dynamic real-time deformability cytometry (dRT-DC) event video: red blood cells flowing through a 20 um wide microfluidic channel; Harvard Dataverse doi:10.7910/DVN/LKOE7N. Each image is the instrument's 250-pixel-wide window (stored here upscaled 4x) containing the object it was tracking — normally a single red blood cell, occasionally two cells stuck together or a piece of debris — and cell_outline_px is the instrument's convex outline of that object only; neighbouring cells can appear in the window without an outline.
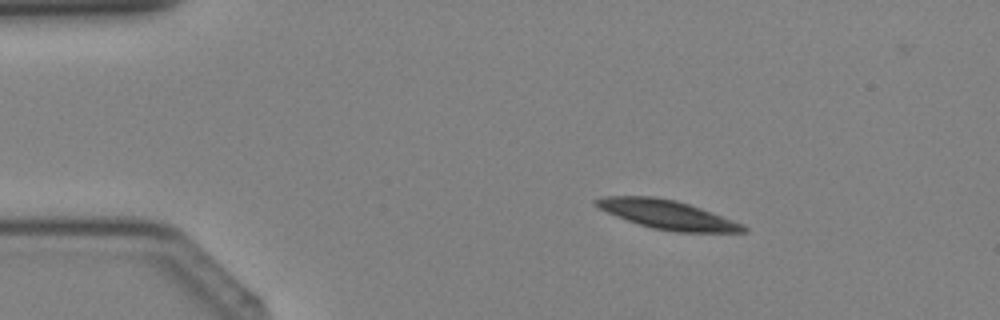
{"species": "Egyptian fruit bat (a non-hibernating species)", "species_latin": "Rousettus aegyptiacus", "temperature_condition": "cold", "stored_images_in_passage": 39, "camera_frame_rate_fps": 3000, "um_per_image_px": 0.085, "animal": {"sex": "female"}, "frame": {"image": 1, "passage_image": 6, "time_ms": 1.667, "image_size_px": [1000, 320], "cell_outline_px": [[748, 228], [744, 232], [676, 232], [652, 228], [616, 216], [592, 204], [592, 200], [604, 196], [652, 196], [676, 200], [700, 208], [744, 224]], "centroid_in_image_um": [56.7, 18.23], "position_along_channel_um": 28.3, "area_um2": 24.62}}
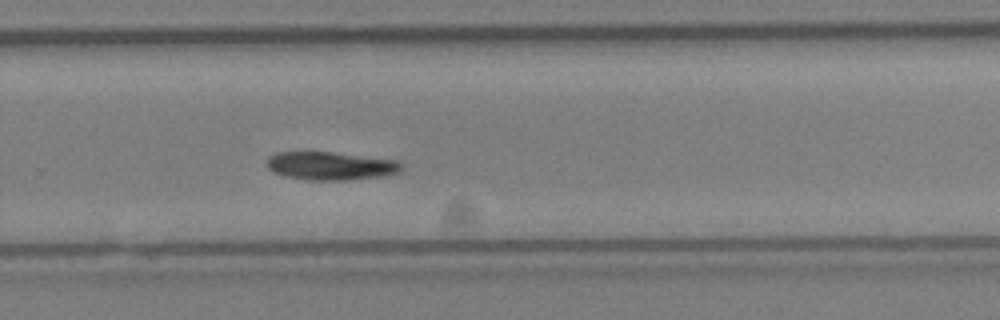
{"frame": {"image": 2, "passage_image": 26, "time_ms": 8.333, "image_size_px": [1000, 320], "cell_outline_px": [[404, 168], [400, 172], [388, 176], [344, 180], [308, 180], [284, 176], [268, 168], [264, 164], [268, 156], [276, 152], [332, 152], [400, 160], [404, 164]], "centroid_in_image_um": [28.16, 14.1], "position_along_channel_um": 301.6, "area_um2": 22.6}}
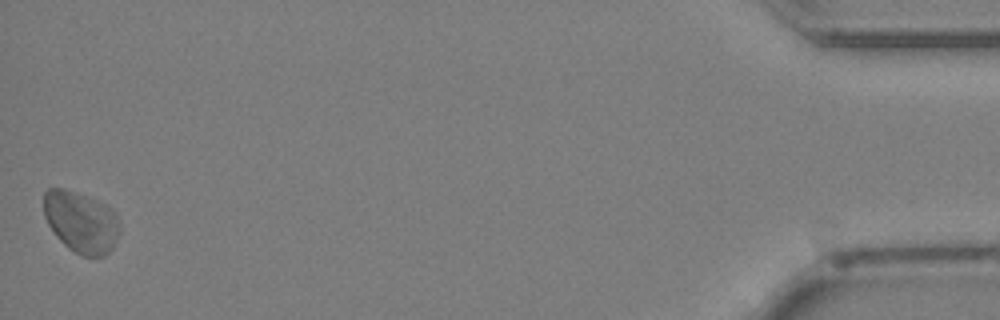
{"frame": {"image": 3, "passage_image": 39, "time_ms": 12.667, "image_size_px": [1000, 320], "cell_outline_px": [[120, 232], [112, 248], [104, 256], [80, 256], [68, 248], [56, 236], [48, 224], [44, 216], [44, 192], [48, 188], [64, 188], [76, 192], [108, 204], [116, 216], [120, 224]], "centroid_in_image_um": [6.89, 18.86], "position_along_channel_um": 428.3, "area_um2": 27.34}}